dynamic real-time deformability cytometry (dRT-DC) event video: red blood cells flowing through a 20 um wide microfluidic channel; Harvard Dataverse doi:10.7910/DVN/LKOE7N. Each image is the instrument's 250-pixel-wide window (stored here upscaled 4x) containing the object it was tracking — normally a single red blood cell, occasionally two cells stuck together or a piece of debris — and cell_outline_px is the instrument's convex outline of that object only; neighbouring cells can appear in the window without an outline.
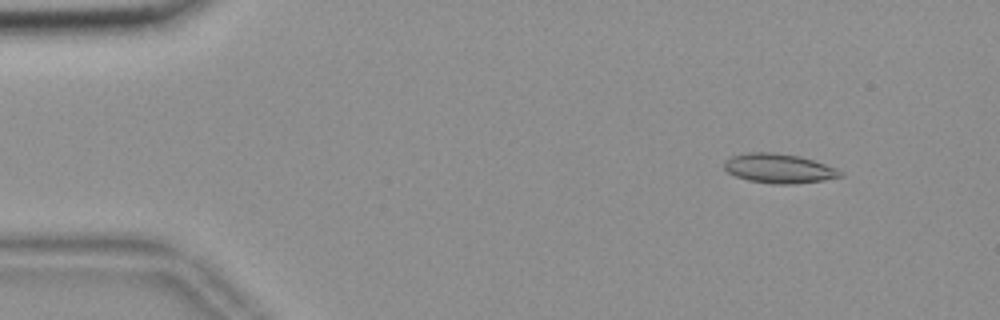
{"species": "common noctule bat (a hibernating species)", "species_latin": "Nyctalus noctula", "temperature_condition": "room temperature", "stored_images_in_passage": 56, "camera_frame_rate_fps": 3000, "um_per_image_px": 0.085, "animal": {"sex": "female", "body_mass_g": 18.4}, "frame": {"image": 1, "passage_image": 6, "time_ms": 1.667, "image_size_px": [1000, 320], "cell_outline_px": [[844, 176], [824, 180], [792, 184], [772, 184], [748, 180], [736, 176], [728, 172], [724, 168], [724, 160], [732, 156], [748, 152], [772, 152], [800, 156], [836, 168], [844, 172]], "centroid_in_image_um": [66.21, 14.32], "position_along_channel_um": 18.8, "area_um2": 19.94}}
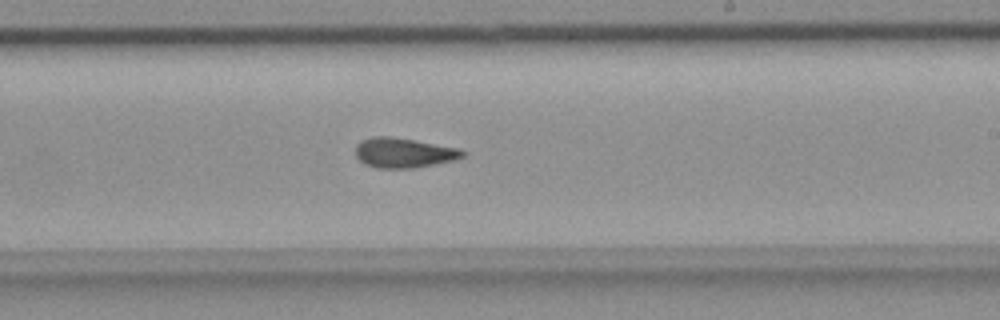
{"frame": {"image": 2, "passage_image": 33, "time_ms": 10.667, "image_size_px": [1000, 320], "cell_outline_px": [[468, 152], [464, 156], [452, 160], [416, 168], [376, 168], [364, 164], [356, 156], [356, 144], [360, 140], [372, 136], [388, 136], [460, 148]], "centroid_in_image_um": [34.3, 12.99], "position_along_channel_um": 254.7, "area_um2": 18.67}}
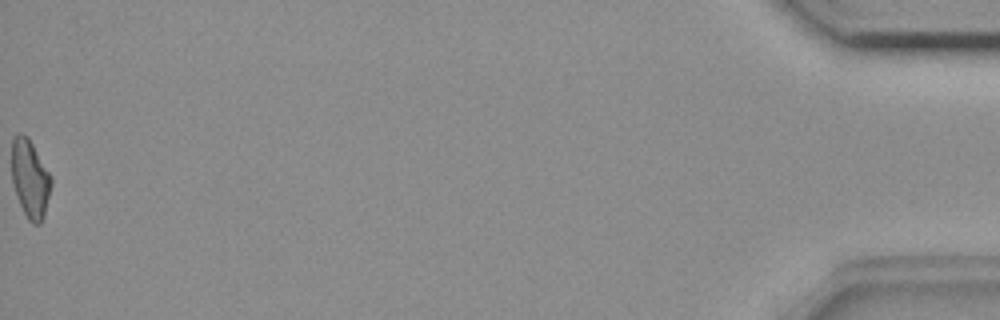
{"frame": {"image": 3, "passage_image": 56, "time_ms": 18.333, "image_size_px": [1000, 320], "cell_outline_px": [[52, 184], [44, 216], [40, 224], [32, 224], [28, 220], [20, 204], [12, 180], [12, 136], [20, 132], [28, 136], [52, 176]], "centroid_in_image_um": [2.57, 15.16], "position_along_channel_um": 432.6, "area_um2": 18.09}, "authors_computed_cell_mechanics": {"area_um2": 18.5249, "velocity_mm_per_s": 3.6452, "shape_relaxation_time_tau1_ms": null, "shape_relaxation_time_tau2_ms": 2.9845, "deformation_change_tau1": null, "deformation_change_tau2": 0.1067}}